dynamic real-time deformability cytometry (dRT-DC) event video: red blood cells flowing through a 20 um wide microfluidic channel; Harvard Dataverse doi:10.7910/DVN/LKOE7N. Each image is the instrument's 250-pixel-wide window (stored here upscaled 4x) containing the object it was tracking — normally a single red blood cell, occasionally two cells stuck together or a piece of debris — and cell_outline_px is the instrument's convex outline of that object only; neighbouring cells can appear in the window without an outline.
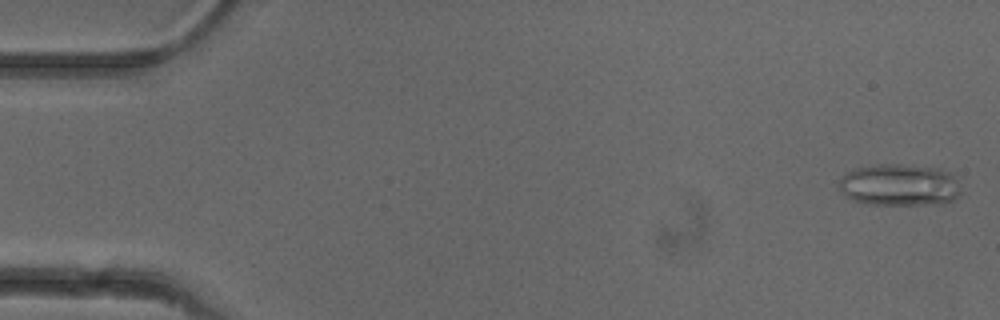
{"species": "common noctule bat (a hibernating species)", "species_latin": "Nyctalus noctula", "temperature_condition": "cold", "stored_images_in_passage": 51, "camera_frame_rate_fps": 3000, "um_per_image_px": 0.085, "animal": {"sex": "female"}, "frame": {"image": 1, "passage_image": 1, "time_ms": 0.0, "image_size_px": [1000, 320], "cell_outline_px": [[960, 192], [952, 200], [944, 204], [864, 204], [852, 200], [840, 188], [840, 180], [848, 172], [856, 168], [880, 164], [896, 164], [940, 168], [948, 172], [956, 180]], "centroid_in_image_um": [76.46, 15.73], "position_along_channel_um": 8.5, "area_um2": 29.36}}
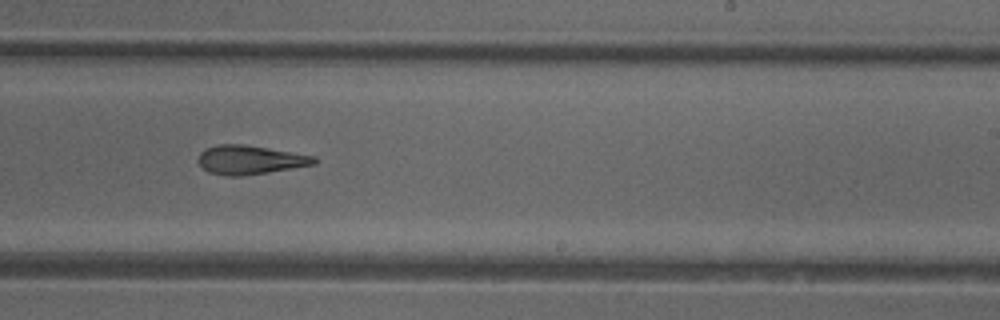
{"frame": {"image": 2, "passage_image": 31, "time_ms": 10.0, "image_size_px": [1000, 320], "cell_outline_px": [[316, 164], [268, 172], [240, 176], [228, 176], [208, 172], [196, 160], [200, 152], [204, 148], [216, 144], [244, 144], [316, 156]], "centroid_in_image_um": [21.21, 13.57], "position_along_channel_um": 267.8, "area_um2": 19.59}}
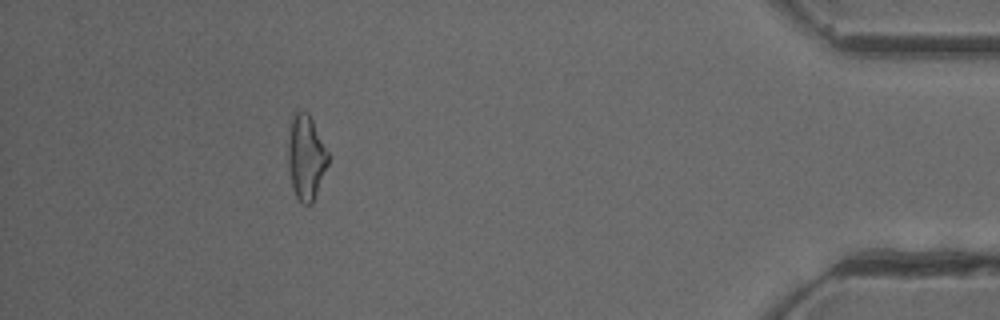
{"frame": {"image": 3, "passage_image": 46, "time_ms": 15.0, "image_size_px": [1000, 320], "cell_outline_px": [[328, 164], [312, 204], [304, 204], [296, 196], [292, 188], [288, 168], [288, 140], [292, 112], [308, 112], [328, 152]], "centroid_in_image_um": [25.99, 13.37], "position_along_channel_um": 409.2, "area_um2": 19.65}, "authors_computed_cell_mechanics": {"area_um2": 20.7502, "velocity_mm_per_s": 3.9967, "shape_relaxation_time_tau1_ms": null, "shape_relaxation_time_tau2_ms": 4.4666, "deformation_change_tau1": null, "deformation_change_tau2": 0.1648}}